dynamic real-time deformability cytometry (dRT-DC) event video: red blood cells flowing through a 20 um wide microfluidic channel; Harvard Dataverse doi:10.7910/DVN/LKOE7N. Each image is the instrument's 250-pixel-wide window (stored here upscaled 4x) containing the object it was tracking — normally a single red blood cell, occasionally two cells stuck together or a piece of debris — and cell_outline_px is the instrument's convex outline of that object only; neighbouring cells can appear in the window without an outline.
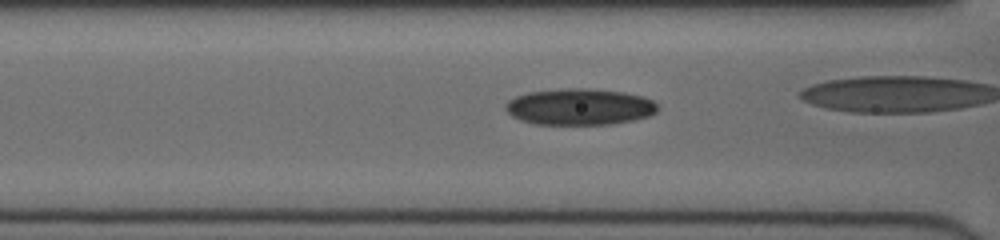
{"species": "human", "species_latin": "Homo sapiens", "temperature_condition": "cold", "stored_images_in_passage": 26, "camera_frame_rate_fps": 3000, "um_per_image_px": 0.085, "donor": {"sex": "female"}, "frame": {"image": 1, "passage_image": 5, "time_ms": 1.333, "image_size_px": [1000, 240], "cell_outline_px": [[656, 112], [648, 116], [632, 120], [612, 124], [536, 124], [520, 120], [512, 116], [504, 108], [504, 104], [508, 100], [516, 96], [528, 92], [568, 88], [584, 88], [624, 92], [640, 96], [652, 100], [656, 104]], "centroid_in_image_um": [49.22, 9.08], "position_along_channel_um": 117.4, "area_um2": 32.08}}
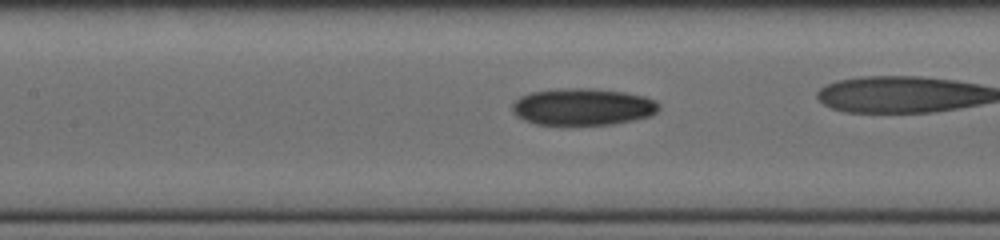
{"frame": {"image": 2, "passage_image": 8, "time_ms": 2.333, "image_size_px": [1000, 240], "cell_outline_px": [[660, 108], [652, 116], [612, 124], [536, 124], [524, 120], [516, 116], [512, 112], [512, 104], [520, 96], [532, 92], [572, 88], [584, 88], [624, 92], [644, 96], [656, 100], [660, 104]], "centroid_in_image_um": [49.56, 9.08], "position_along_channel_um": 157.8, "area_um2": 31.33}}